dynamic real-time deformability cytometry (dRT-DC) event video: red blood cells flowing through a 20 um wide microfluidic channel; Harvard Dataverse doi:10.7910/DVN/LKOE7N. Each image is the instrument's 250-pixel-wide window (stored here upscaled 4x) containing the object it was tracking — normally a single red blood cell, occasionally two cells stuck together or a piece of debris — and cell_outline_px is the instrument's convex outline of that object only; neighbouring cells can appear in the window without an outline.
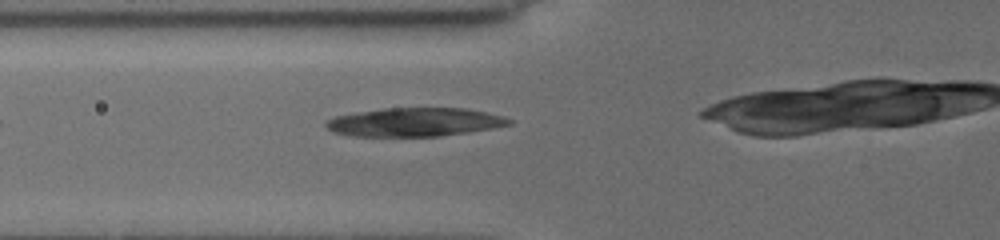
{"species": "common noctule bat (a hibernating species)", "species_latin": "Nyctalus noctula", "temperature_condition": "cold", "stored_images_in_passage": 7, "camera_frame_rate_fps": 3000, "um_per_image_px": 0.085, "animal": {"sex": "female", "body_mass_g": 19.5, "forearm_length_mm": 54.1}, "frame": {"image": 1, "passage_image": 3, "time_ms": 2.333, "image_size_px": [1000, 240], "cell_outline_px": [[512, 124], [492, 128], [468, 132], [440, 136], [352, 136], [336, 132], [328, 128], [324, 124], [328, 120], [336, 116], [384, 108], [468, 108], [504, 116], [512, 120]], "centroid_in_image_um": [35.3, 10.38], "position_along_channel_um": 90.5, "area_um2": 30.29}}
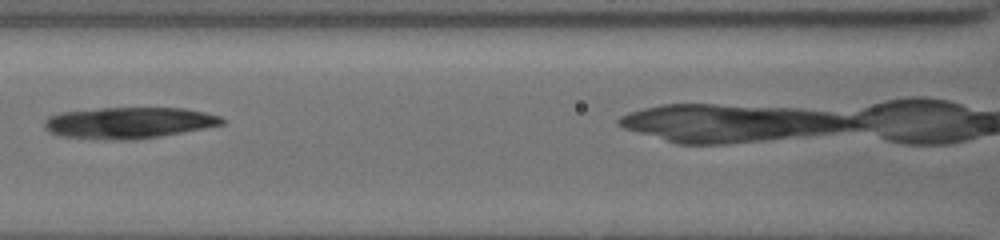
{"frame": {"image": 2, "passage_image": 5, "time_ms": 4.0, "image_size_px": [1000, 240], "cell_outline_px": [[228, 120], [224, 124], [180, 132], [132, 140], [104, 140], [60, 136], [48, 132], [44, 128], [44, 120], [48, 116], [60, 112], [100, 108], [184, 108], [204, 112], [220, 116]], "centroid_in_image_um": [10.89, 10.43], "position_along_channel_um": 155.7, "area_um2": 32.43}}